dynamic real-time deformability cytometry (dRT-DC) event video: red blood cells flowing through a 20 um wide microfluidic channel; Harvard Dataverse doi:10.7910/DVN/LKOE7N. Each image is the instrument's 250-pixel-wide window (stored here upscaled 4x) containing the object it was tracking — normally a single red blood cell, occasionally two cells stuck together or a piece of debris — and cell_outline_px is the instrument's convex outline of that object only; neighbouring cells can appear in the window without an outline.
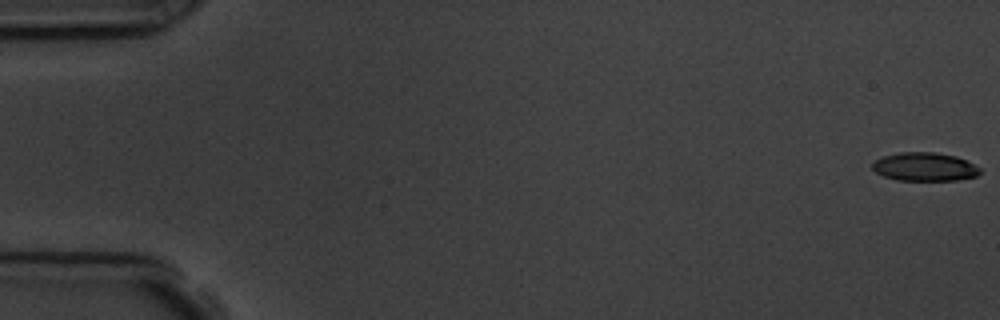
{"species": "common noctule bat (a hibernating species)", "species_latin": "Nyctalus noctula", "temperature_condition": "room temperature", "stored_images_in_passage": 9, "camera_frame_rate_fps": 3000, "um_per_image_px": 0.085, "animal": {"sex": "male", "body_mass_g": 19.5, "forearm_length_mm": 54.6}, "frame": {"image": 1, "passage_image": 1, "time_ms": 0.0, "image_size_px": [1000, 320], "cell_outline_px": [[980, 172], [976, 176], [956, 180], [896, 180], [884, 176], [876, 172], [872, 168], [872, 164], [876, 160], [884, 156], [900, 152], [936, 152], [956, 156], [980, 168]], "centroid_in_image_um": [78.58, 14.17], "position_along_channel_um": 6.4, "area_um2": 17.69}}
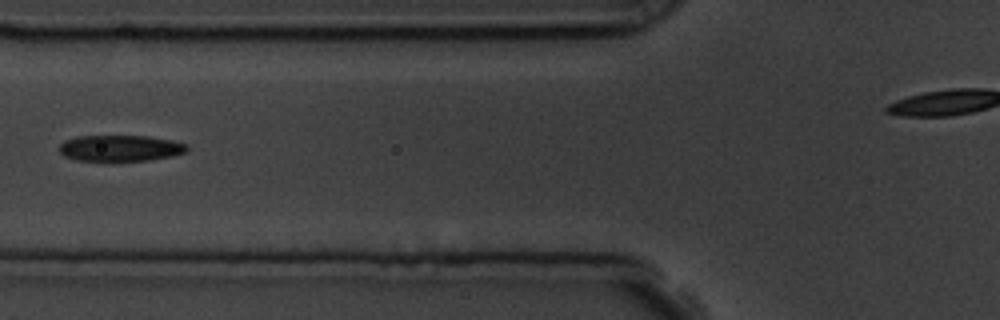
{"frame": {"image": 2, "passage_image": 7, "time_ms": 7.0, "image_size_px": [1000, 320], "cell_outline_px": [[188, 152], [172, 156], [148, 160], [112, 164], [76, 160], [64, 156], [60, 152], [60, 144], [64, 140], [80, 136], [148, 136], [172, 140], [188, 144]], "centroid_in_image_um": [10.23, 12.64], "position_along_channel_um": 115.6, "area_um2": 20.4}}